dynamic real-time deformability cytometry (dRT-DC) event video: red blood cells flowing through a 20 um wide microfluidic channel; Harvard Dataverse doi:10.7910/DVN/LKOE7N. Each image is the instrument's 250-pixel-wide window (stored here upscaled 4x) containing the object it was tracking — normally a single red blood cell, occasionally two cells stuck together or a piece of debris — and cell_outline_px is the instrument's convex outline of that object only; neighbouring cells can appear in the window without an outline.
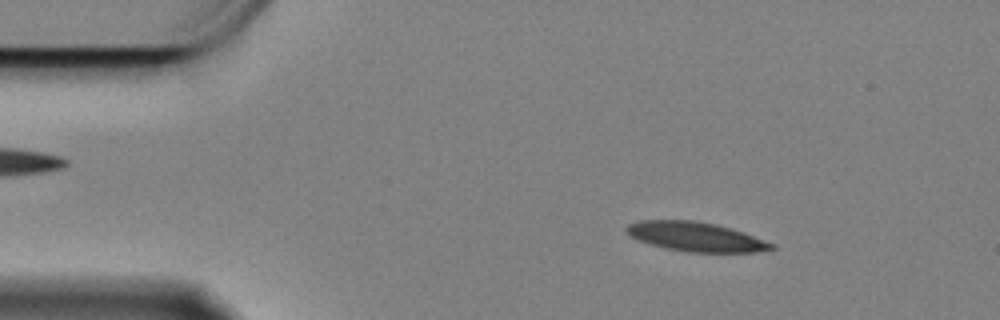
{"species": "Egyptian fruit bat (a non-hibernating species)", "species_latin": "Rousettus aegyptiacus", "temperature_condition": "cold", "stored_images_in_passage": 58, "camera_frame_rate_fps": 3000, "um_per_image_px": 0.085, "animal": {"sex": "female"}, "frame": {"image": 1, "passage_image": 8, "time_ms": 2.333, "image_size_px": [1000, 320], "cell_outline_px": [[776, 248], [756, 252], [688, 252], [664, 248], [648, 244], [636, 240], [628, 236], [624, 228], [628, 224], [640, 220], [692, 220], [716, 224], [732, 228], [744, 232], [776, 244]], "centroid_in_image_um": [59.11, 20.12], "position_along_channel_um": 25.9, "area_um2": 25.14}}
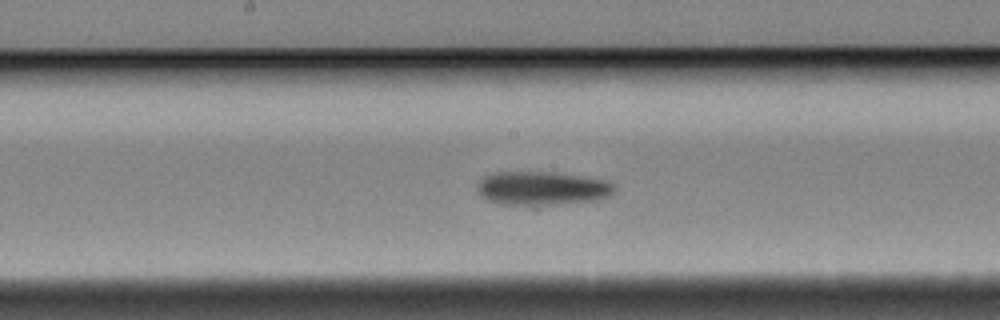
{"frame": {"image": 2, "passage_image": 29, "time_ms": 9.333, "image_size_px": [1000, 320], "cell_outline_px": [[616, 192], [612, 196], [600, 200], [532, 208], [496, 204], [480, 196], [476, 188], [476, 184], [484, 176], [496, 172], [548, 172], [604, 180], [616, 184]], "centroid_in_image_um": [46.07, 16.07], "position_along_channel_um": 202.1, "area_um2": 28.15}}
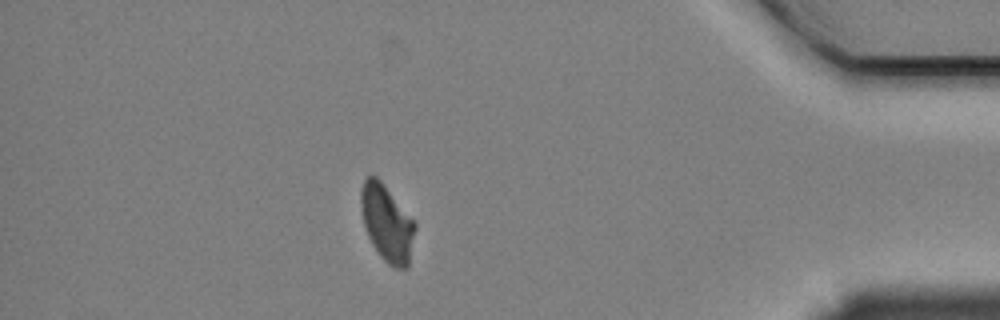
{"frame": {"image": 3, "passage_image": 51, "time_ms": 16.667, "image_size_px": [1000, 320], "cell_outline_px": [[416, 228], [408, 268], [392, 268], [380, 256], [372, 244], [368, 236], [364, 224], [360, 204], [360, 188], [364, 180], [368, 176], [376, 176], [380, 180], [416, 224]], "centroid_in_image_um": [32.88, 18.99], "position_along_channel_um": 402.3, "area_um2": 23.93}, "authors_computed_cell_mechanics": {"area_um2": 25.5187, "velocity_mm_per_s": 3.3254, "shape_relaxation_time_tau1_ms": 4.0297, "shape_relaxation_time_tau2_ms": 8.8181, "deformation_change_tau1": 0.1229, "deformation_change_tau2": 0.1479}}